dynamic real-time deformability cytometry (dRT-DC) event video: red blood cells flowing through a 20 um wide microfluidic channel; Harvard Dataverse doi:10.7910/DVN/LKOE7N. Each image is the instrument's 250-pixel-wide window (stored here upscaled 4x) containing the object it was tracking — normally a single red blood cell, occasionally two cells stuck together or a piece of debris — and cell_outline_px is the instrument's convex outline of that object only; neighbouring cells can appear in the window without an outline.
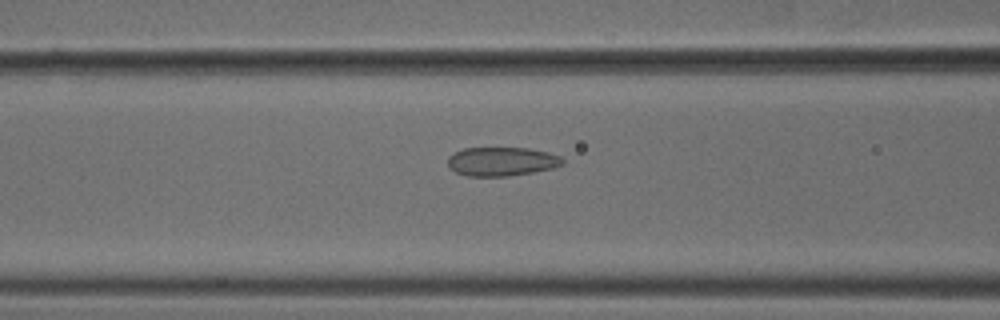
{"species": "common noctule bat (a hibernating species)", "species_latin": "Nyctalus noctula", "temperature_condition": "cold", "stored_images_in_passage": 53, "camera_frame_rate_fps": 3000, "um_per_image_px": 0.085, "animal": {"sex": "male", "body_mass_g": 18.8}, "frame": {"image": 1, "passage_image": 22, "time_ms": 7.0, "image_size_px": [1000, 320], "cell_outline_px": [[564, 164], [552, 168], [532, 172], [508, 176], [468, 176], [456, 172], [448, 168], [448, 156], [464, 148], [528, 148], [548, 152], [560, 156], [564, 160]], "centroid_in_image_um": [42.64, 13.72], "position_along_channel_um": 124.0, "area_um2": 19.31}}
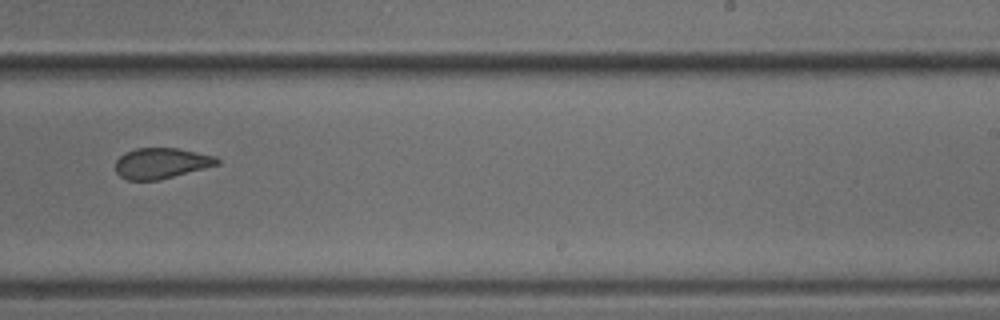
{"frame": {"image": 2, "passage_image": 34, "time_ms": 11.0, "image_size_px": [1000, 320], "cell_outline_px": [[220, 164], [160, 180], [128, 180], [120, 176], [116, 172], [116, 160], [124, 152], [136, 148], [176, 148], [216, 156], [220, 160]], "centroid_in_image_um": [13.71, 13.87], "position_along_channel_um": 275.3, "area_um2": 18.21}}
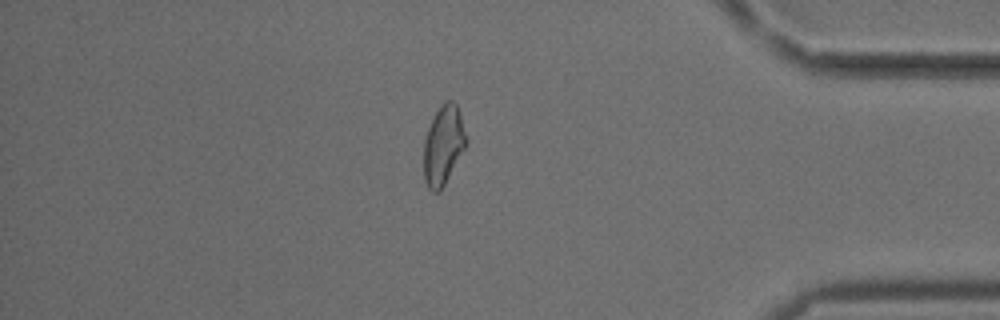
{"frame": {"image": 3, "passage_image": 46, "time_ms": 15.0, "image_size_px": [1000, 320], "cell_outline_px": [[464, 148], [440, 192], [432, 192], [428, 188], [424, 180], [424, 140], [428, 128], [436, 112], [444, 100], [452, 100], [456, 104], [460, 116], [464, 136]], "centroid_in_image_um": [37.63, 12.37], "position_along_channel_um": 397.6, "area_um2": 18.9}, "authors_computed_cell_mechanics": {"area_um2": 20.1144, "velocity_mm_per_s": 3.7815, "shape_relaxation_time_tau1_ms": null, "shape_relaxation_time_tau2_ms": 1.0509, "deformation_change_tau1": null, "deformation_change_tau2": 0.062}}